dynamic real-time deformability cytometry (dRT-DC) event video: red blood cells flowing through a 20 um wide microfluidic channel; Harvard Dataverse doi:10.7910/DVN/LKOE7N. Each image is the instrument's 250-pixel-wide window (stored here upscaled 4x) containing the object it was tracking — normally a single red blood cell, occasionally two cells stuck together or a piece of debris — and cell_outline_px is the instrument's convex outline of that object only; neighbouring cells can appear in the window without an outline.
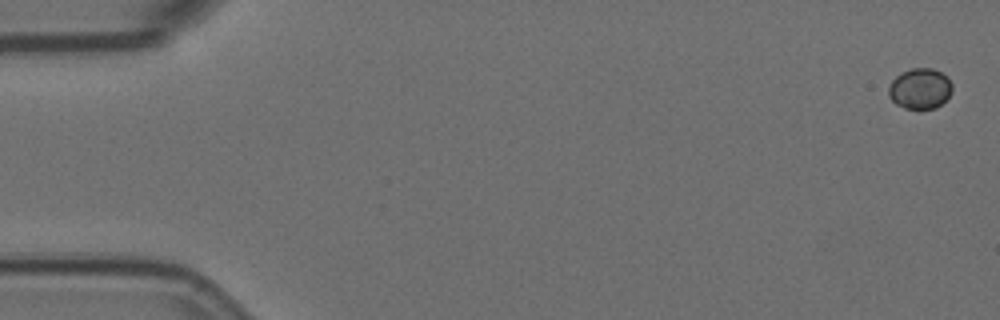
{"species": "Egyptian fruit bat (a non-hibernating species)", "species_latin": "Rousettus aegyptiacus", "temperature_condition": "room temperature", "stored_images_in_passage": 3, "camera_frame_rate_fps": 3000, "um_per_image_px": 0.085, "animal": {"sex": "female"}, "frame": {"image": 1, "passage_image": 1, "time_ms": 0.0, "image_size_px": [1000, 320], "cell_outline_px": [[952, 92], [936, 108], [904, 108], [896, 104], [888, 96], [888, 88], [892, 80], [900, 72], [912, 68], [932, 68], [948, 76], [952, 84]], "centroid_in_image_um": [78.19, 7.51], "position_along_channel_um": 6.8, "area_um2": 15.09}}